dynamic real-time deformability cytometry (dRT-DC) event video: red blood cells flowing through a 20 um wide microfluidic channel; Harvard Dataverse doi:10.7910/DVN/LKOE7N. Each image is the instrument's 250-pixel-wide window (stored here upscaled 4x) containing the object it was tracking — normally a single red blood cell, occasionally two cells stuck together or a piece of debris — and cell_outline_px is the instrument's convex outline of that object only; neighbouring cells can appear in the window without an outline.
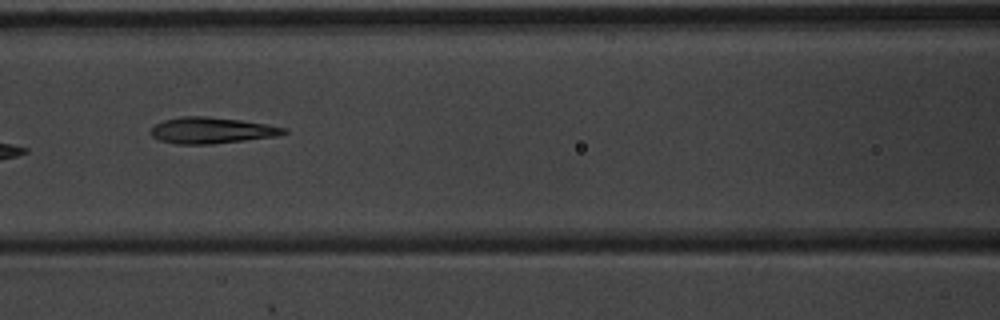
{"species": "common noctule bat (a hibernating species)", "species_latin": "Nyctalus noctula", "temperature_condition": "warm", "stored_images_in_passage": 9, "camera_frame_rate_fps": 3000, "um_per_image_px": 0.085, "animal": {"sex": "male", "body_mass_g": 20.1, "forearm_length_mm": 53.5}, "frame": {"image": 1, "passage_image": 8, "time_ms": 2.333, "image_size_px": [1000, 320], "cell_outline_px": [[288, 132], [276, 136], [212, 144], [176, 144], [160, 140], [152, 136], [148, 132], [156, 124], [164, 120], [180, 116], [204, 116], [240, 120], [288, 128]], "centroid_in_image_um": [17.96, 11.08], "position_along_channel_um": 148.6, "area_um2": 20.17}}
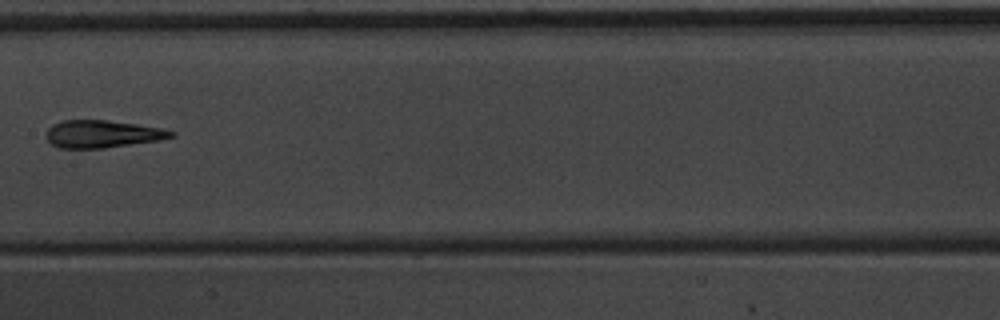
{"frame": {"image": 2, "passage_image": 9, "time_ms": 2.667, "image_size_px": [1000, 320], "cell_outline_px": [[176, 136], [160, 140], [104, 148], [60, 148], [52, 144], [44, 136], [48, 128], [52, 124], [64, 120], [108, 120], [136, 124], [160, 128], [176, 132]], "centroid_in_image_um": [8.69, 11.39], "position_along_channel_um": 198.7, "area_um2": 20.06}}